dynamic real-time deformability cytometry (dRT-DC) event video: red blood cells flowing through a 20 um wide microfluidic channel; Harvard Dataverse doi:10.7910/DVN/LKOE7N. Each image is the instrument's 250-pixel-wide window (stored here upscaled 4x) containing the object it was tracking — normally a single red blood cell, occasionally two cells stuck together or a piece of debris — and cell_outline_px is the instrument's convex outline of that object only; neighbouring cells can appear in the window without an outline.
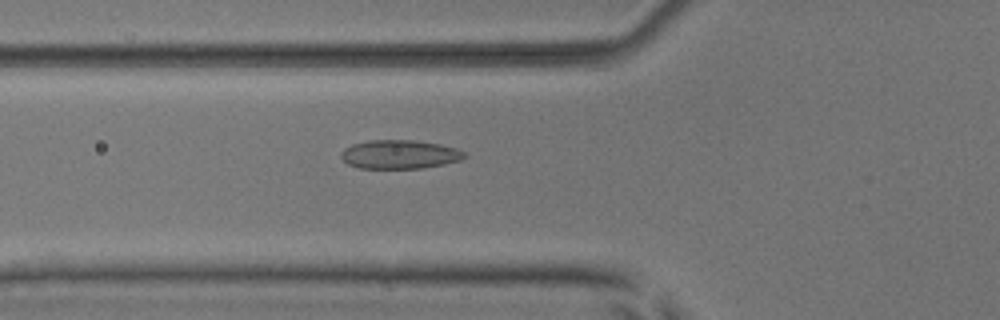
{"species": "common noctule bat (a hibernating species)", "species_latin": "Nyctalus noctula", "temperature_condition": "room temperature", "stored_images_in_passage": 52, "camera_frame_rate_fps": 3000, "um_per_image_px": 0.085, "animal": {"sex": "male", "body_mass_g": 17.9, "forearm_length_mm": 54.2}, "frame": {"image": 1, "passage_image": 19, "time_ms": 6.0, "image_size_px": [1000, 320], "cell_outline_px": [[464, 156], [460, 160], [444, 164], [420, 168], [360, 168], [348, 164], [340, 156], [340, 152], [344, 148], [352, 144], [368, 140], [412, 140], [440, 144], [456, 148], [464, 152]], "centroid_in_image_um": [33.92, 13.11], "position_along_channel_um": 91.9, "area_um2": 20.58}}
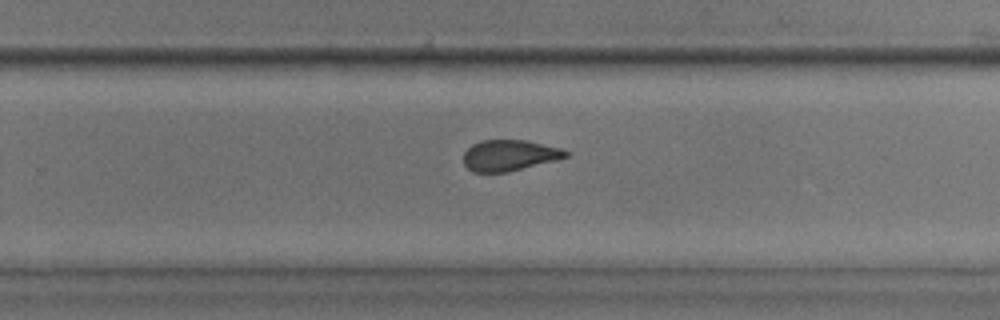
{"frame": {"image": 2, "passage_image": 34, "time_ms": 11.0, "image_size_px": [1000, 320], "cell_outline_px": [[568, 156], [556, 160], [508, 172], [472, 172], [464, 164], [464, 152], [472, 144], [480, 140], [528, 140], [560, 148], [568, 152]], "centroid_in_image_um": [43.28, 13.2], "position_along_channel_um": 286.5, "area_um2": 18.44}}
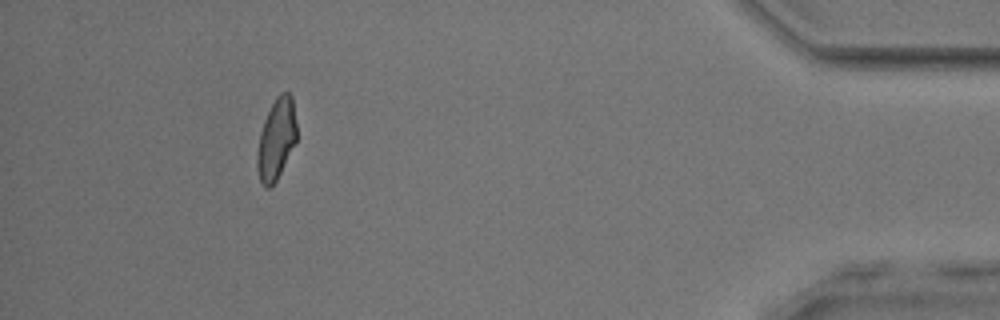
{"frame": {"image": 3, "passage_image": 48, "time_ms": 15.667, "image_size_px": [1000, 320], "cell_outline_px": [[296, 140], [276, 180], [268, 188], [264, 188], [260, 180], [256, 164], [256, 156], [260, 132], [264, 120], [276, 96], [280, 92], [288, 92], [292, 96], [296, 124]], "centroid_in_image_um": [23.47, 11.8], "position_along_channel_um": 411.7, "area_um2": 18.38}, "authors_computed_cell_mechanics": {"area_um2": 19.652, "velocity_mm_per_s": 3.8999, "shape_relaxation_time_tau1_ms": 5.4353, "shape_relaxation_time_tau2_ms": 1.5679, "deformation_change_tau1": 0.1312, "deformation_change_tau2": 0.0841}}